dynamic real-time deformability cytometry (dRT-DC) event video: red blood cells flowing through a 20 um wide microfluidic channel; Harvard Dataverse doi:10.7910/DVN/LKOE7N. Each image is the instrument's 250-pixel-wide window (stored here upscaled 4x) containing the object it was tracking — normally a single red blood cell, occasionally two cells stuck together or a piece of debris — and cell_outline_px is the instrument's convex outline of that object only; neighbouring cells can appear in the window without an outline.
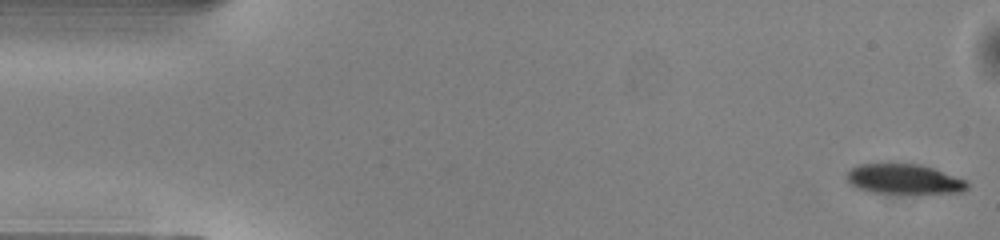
{"species": "common noctule bat (a hibernating species)", "species_latin": "Nyctalus noctula", "temperature_condition": "warm", "stored_images_in_passage": 50, "camera_frame_rate_fps": 3000, "um_per_image_px": 0.085, "animal": {"sex": "male", "body_mass_g": 13.0, "forearm_length_mm": 53.1}, "frame": {"image": 1, "passage_image": 1, "time_ms": 0.0, "image_size_px": [1000, 240], "cell_outline_px": [[968, 188], [960, 192], [920, 196], [872, 192], [860, 188], [852, 184], [848, 180], [848, 172], [852, 168], [860, 164], [920, 164], [932, 168], [964, 180], [968, 184]], "centroid_in_image_um": [76.9, 15.28], "position_along_channel_um": 8.1, "area_um2": 21.33}}
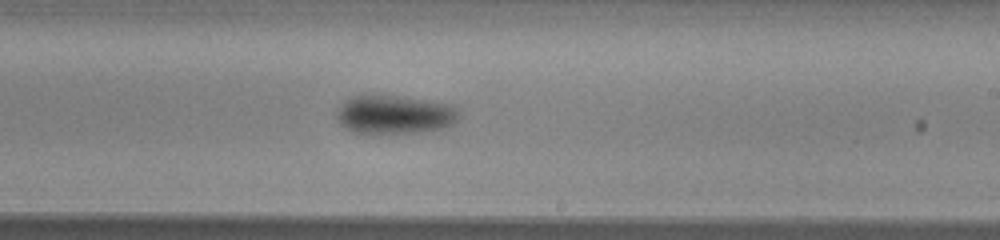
{"frame": {"image": 2, "passage_image": 29, "time_ms": 9.333, "image_size_px": [1000, 240], "cell_outline_px": [[460, 116], [452, 124], [444, 128], [420, 132], [376, 136], [352, 132], [340, 124], [336, 116], [336, 108], [348, 96], [372, 92], [400, 96], [452, 104], [460, 112]], "centroid_in_image_um": [33.45, 9.73], "position_along_channel_um": 255.6, "area_um2": 29.19}}
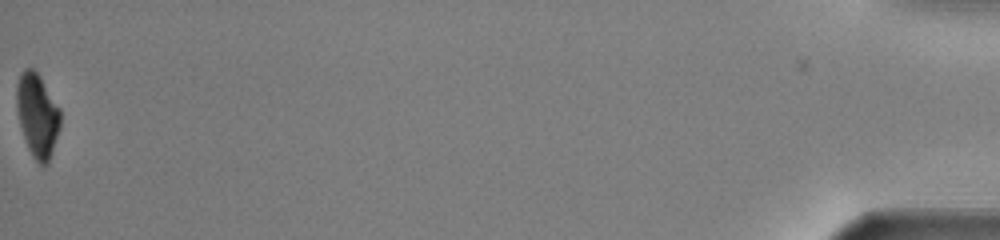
{"frame": {"image": 3, "passage_image": 50, "time_ms": 16.333, "image_size_px": [1000, 240], "cell_outline_px": [[60, 128], [48, 164], [44, 168], [32, 156], [28, 148], [20, 124], [16, 108], [16, 84], [24, 68], [32, 68], [40, 76], [60, 108]], "centroid_in_image_um": [3.18, 9.81], "position_along_channel_um": 432.0, "area_um2": 21.33}, "authors_computed_cell_mechanics": {"area_um2": 25.4609, "velocity_mm_per_s": 4.0821, "shape_relaxation_time_tau1_ms": 1.7377, "shape_relaxation_time_tau2_ms": null, "deformation_change_tau1": 0.1257, "deformation_change_tau2": null}}